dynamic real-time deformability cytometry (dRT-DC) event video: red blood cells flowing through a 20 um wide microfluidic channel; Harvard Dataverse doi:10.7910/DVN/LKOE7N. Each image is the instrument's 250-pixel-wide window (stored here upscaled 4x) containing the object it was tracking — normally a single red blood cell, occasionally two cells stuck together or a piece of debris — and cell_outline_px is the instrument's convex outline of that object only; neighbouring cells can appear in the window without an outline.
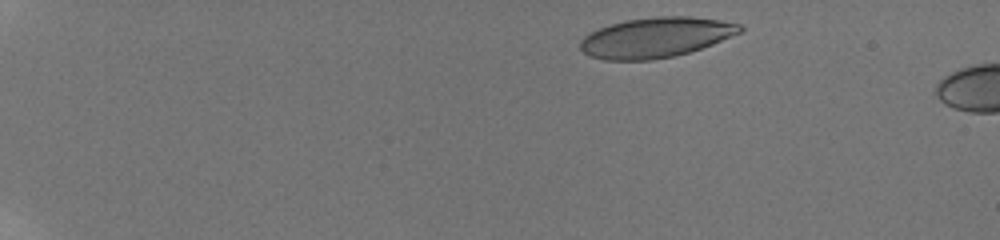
{"species": "human", "species_latin": "Homo sapiens", "temperature_condition": "room temperature", "stored_images_in_passage": 9, "camera_frame_rate_fps": 3000, "um_per_image_px": 0.085, "donor": {"sex": "male"}, "frame": {"image": 1, "passage_image": 3, "time_ms": 0.667, "image_size_px": [1000, 240], "cell_outline_px": [[744, 28], [740, 32], [712, 44], [688, 52], [672, 56], [652, 60], [604, 60], [588, 56], [580, 48], [580, 40], [584, 36], [600, 28], [624, 20], [656, 16], [688, 16], [720, 20], [740, 24]], "centroid_in_image_um": [55.72, 3.18], "position_along_channel_um": 29.3, "area_um2": 37.11}}